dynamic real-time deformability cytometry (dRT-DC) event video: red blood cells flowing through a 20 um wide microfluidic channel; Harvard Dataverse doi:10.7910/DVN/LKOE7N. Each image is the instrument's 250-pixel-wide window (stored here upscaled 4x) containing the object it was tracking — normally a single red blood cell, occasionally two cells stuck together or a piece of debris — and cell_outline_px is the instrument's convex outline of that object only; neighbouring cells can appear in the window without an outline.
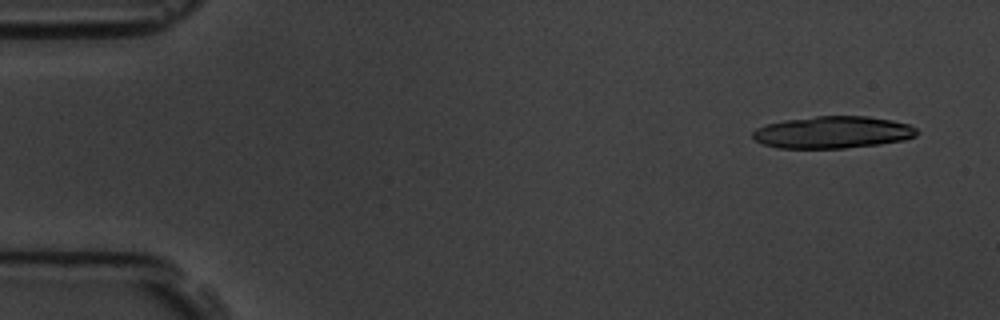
{"species": "common noctule bat (a hibernating species)", "species_latin": "Nyctalus noctula", "temperature_condition": "room temperature", "stored_images_in_passage": 6, "camera_frame_rate_fps": 3000, "um_per_image_px": 0.085, "animal": {"sex": "male", "body_mass_g": 19.5, "forearm_length_mm": 54.6}, "frame": {"image": 1, "passage_image": 1, "time_ms": 0.0, "image_size_px": [1000, 320], "cell_outline_px": [[920, 132], [916, 136], [904, 140], [880, 144], [844, 148], [776, 148], [764, 144], [756, 140], [752, 136], [752, 132], [756, 128], [768, 124], [784, 120], [816, 116], [868, 116], [892, 120], [908, 124], [916, 128]], "centroid_in_image_um": [70.81, 11.24], "position_along_channel_um": 14.2, "area_um2": 30.75}}
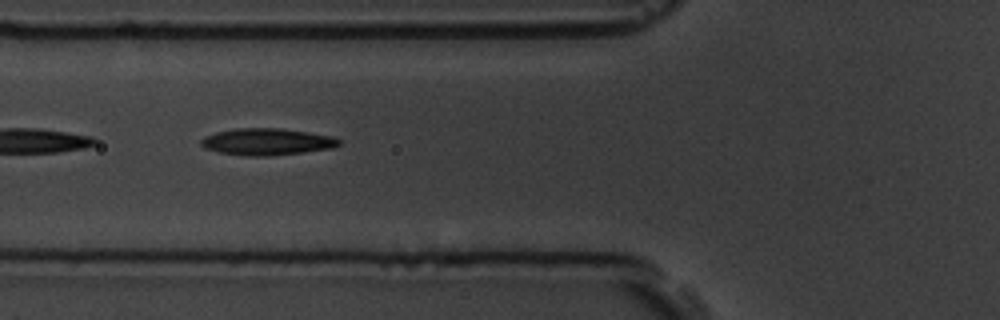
{"frame": {"image": 2, "passage_image": 5, "time_ms": 5.667, "image_size_px": [1000, 320], "cell_outline_px": [[340, 144], [332, 148], [268, 156], [248, 156], [220, 152], [204, 148], [200, 144], [200, 140], [204, 136], [216, 132], [236, 128], [280, 128], [308, 132], [332, 136], [340, 140]], "centroid_in_image_um": [22.65, 12.04], "position_along_channel_um": 103.1, "area_um2": 21.39}}